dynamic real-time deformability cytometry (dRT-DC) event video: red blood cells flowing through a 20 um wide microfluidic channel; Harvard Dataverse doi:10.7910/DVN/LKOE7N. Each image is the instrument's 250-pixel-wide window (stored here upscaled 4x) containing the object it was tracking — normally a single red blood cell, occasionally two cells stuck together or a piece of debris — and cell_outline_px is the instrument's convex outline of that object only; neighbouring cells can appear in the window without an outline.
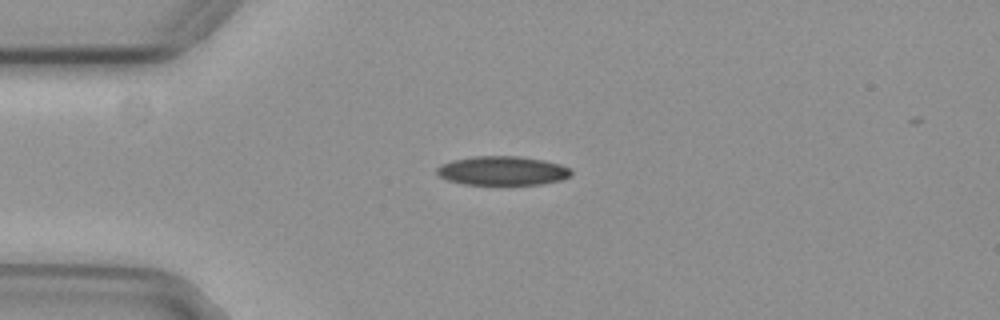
{"species": "common noctule bat (a hibernating species)", "species_latin": "Nyctalus noctula", "temperature_condition": "cold", "stored_images_in_passage": 22, "camera_frame_rate_fps": 3000, "um_per_image_px": 0.085, "animal": {"sex": "female", "body_mass_g": 29.2, "forearm_length_mm": 56.3}, "frame": {"image": 1, "passage_image": 1, "time_ms": 0.0, "image_size_px": [1000, 320], "cell_outline_px": [[572, 172], [568, 176], [560, 180], [540, 184], [464, 184], [448, 180], [440, 176], [436, 172], [436, 168], [440, 164], [452, 160], [472, 156], [520, 156], [544, 160], [560, 164], [572, 168]], "centroid_in_image_um": [42.69, 14.5], "position_along_channel_um": 42.3, "area_um2": 22.72}}
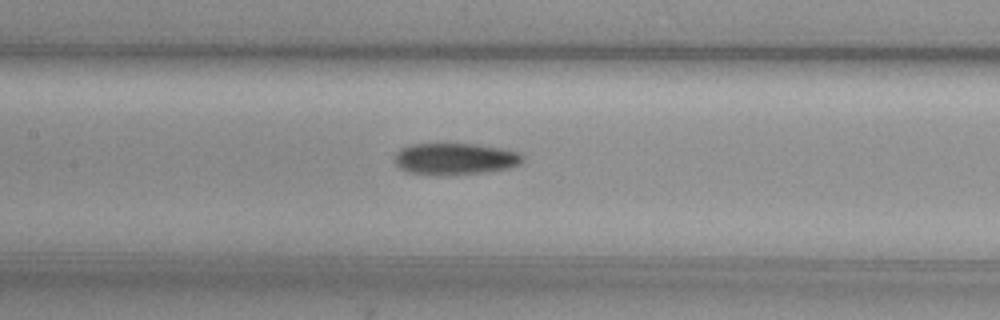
{"frame": {"image": 2, "passage_image": 13, "time_ms": 4.0, "image_size_px": [1000, 320], "cell_outline_px": [[524, 160], [520, 164], [508, 168], [484, 172], [448, 176], [436, 176], [408, 172], [400, 168], [392, 160], [396, 152], [412, 144], [476, 144], [504, 148], [520, 152], [524, 156]], "centroid_in_image_um": [38.69, 13.52], "position_along_channel_um": 168.7, "area_um2": 24.04}}
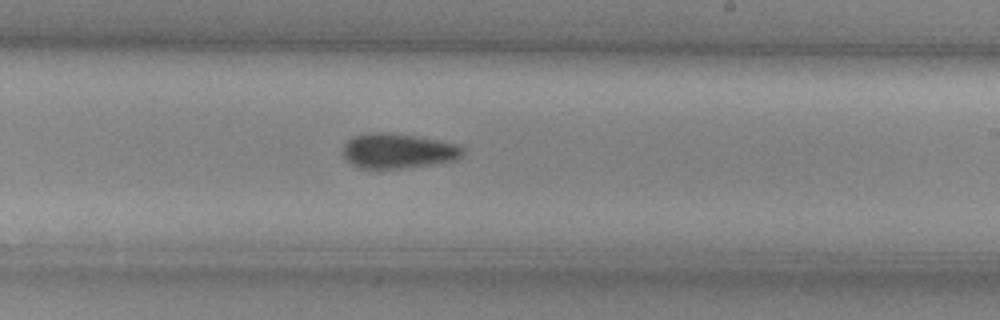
{"frame": {"image": 3, "passage_image": 20, "time_ms": 6.333, "image_size_px": [1000, 320], "cell_outline_px": [[464, 152], [456, 160], [432, 164], [404, 168], [356, 168], [340, 152], [344, 144], [352, 136], [368, 132], [388, 132], [416, 136], [464, 144]], "centroid_in_image_um": [33.84, 12.81], "position_along_channel_um": 255.2, "area_um2": 24.85}}